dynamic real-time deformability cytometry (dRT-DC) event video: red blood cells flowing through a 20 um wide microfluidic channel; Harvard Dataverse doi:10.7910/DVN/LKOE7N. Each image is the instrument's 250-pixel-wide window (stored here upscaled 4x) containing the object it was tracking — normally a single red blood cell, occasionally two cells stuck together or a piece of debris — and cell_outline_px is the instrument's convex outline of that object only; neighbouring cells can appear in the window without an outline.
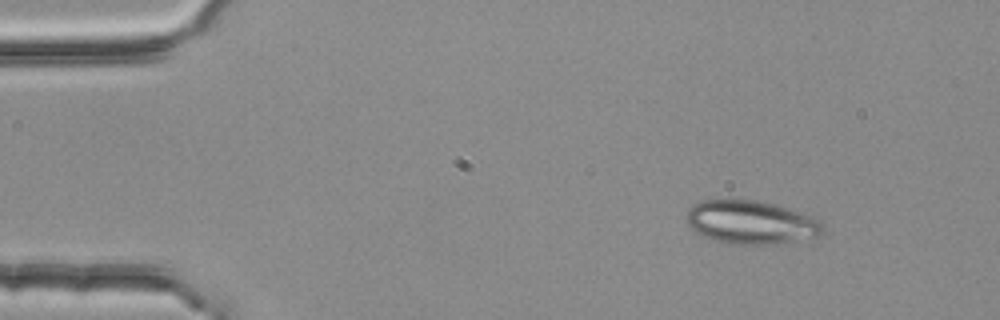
{"species": "common noctule bat (a hibernating species)", "species_latin": "Nyctalus noctula", "temperature_condition": "room temperature", "stored_images_in_passage": 3, "camera_frame_rate_fps": 3000, "um_per_image_px": 0.085, "animal": {"sex": "female", "body_mass_g": 25.1}, "frame": {"image": 1, "passage_image": 1, "time_ms": 0.0, "image_size_px": [1000, 320], "cell_outline_px": [[824, 232], [816, 236], [776, 244], [728, 244], [704, 236], [696, 232], [688, 224], [688, 208], [692, 204], [704, 200], [756, 200], [772, 204], [800, 212], [812, 216], [820, 220], [824, 228]], "centroid_in_image_um": [63.83, 18.9], "position_along_channel_um": 21.2, "area_um2": 34.16}}